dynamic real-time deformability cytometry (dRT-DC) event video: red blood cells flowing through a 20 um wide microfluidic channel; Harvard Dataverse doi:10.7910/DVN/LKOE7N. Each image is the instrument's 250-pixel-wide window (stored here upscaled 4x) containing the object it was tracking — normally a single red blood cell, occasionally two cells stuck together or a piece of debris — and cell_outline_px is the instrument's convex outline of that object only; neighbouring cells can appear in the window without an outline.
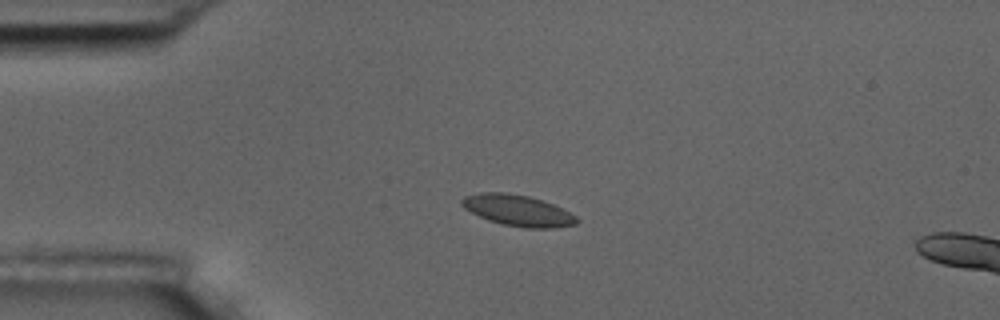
{"species": "common noctule bat (a hibernating species)", "species_latin": "Nyctalus noctula", "temperature_condition": "room temperature", "stored_images_in_passage": 5, "camera_frame_rate_fps": 3000, "um_per_image_px": 0.085, "animal": {"sex": "male", "body_mass_g": 17.5, "forearm_length_mm": 52.3}, "frame": {"image": 1, "passage_image": 3, "time_ms": 2.333, "image_size_px": [1000, 320], "cell_outline_px": [[580, 220], [576, 224], [552, 228], [524, 228], [504, 224], [488, 220], [464, 208], [460, 204], [460, 200], [464, 196], [480, 192], [508, 192], [528, 196], [552, 204], [576, 216]], "centroid_in_image_um": [43.98, 17.88], "position_along_channel_um": 41.0, "area_um2": 20.69}}